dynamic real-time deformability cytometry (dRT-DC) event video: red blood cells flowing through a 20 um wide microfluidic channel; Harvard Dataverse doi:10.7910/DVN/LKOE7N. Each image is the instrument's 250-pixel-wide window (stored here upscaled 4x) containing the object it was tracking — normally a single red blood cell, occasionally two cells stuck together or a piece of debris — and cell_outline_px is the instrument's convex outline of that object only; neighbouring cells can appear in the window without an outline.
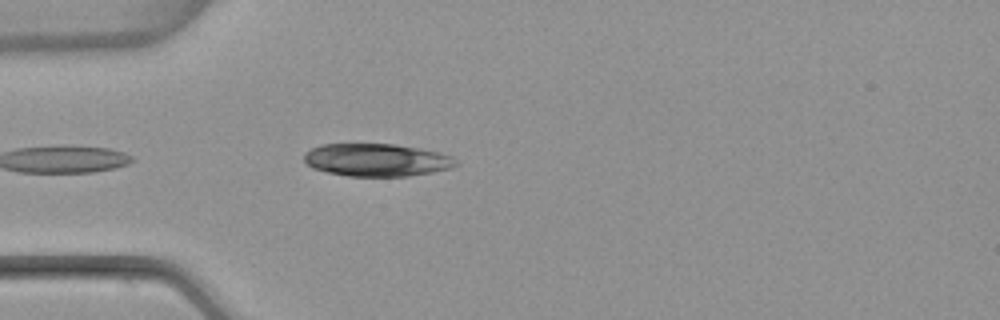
{"species": "common noctule bat (a hibernating species)", "species_latin": "Nyctalus noctula", "temperature_condition": "warm", "stored_images_in_passage": 4, "camera_frame_rate_fps": 3000, "um_per_image_px": 0.085, "animal": {"sex": "female", "body_mass_g": 22.7, "forearm_length_mm": 54.2}, "frame": {"image": 1, "passage_image": 4, "time_ms": 4.0, "image_size_px": [1000, 320], "cell_outline_px": [[460, 164], [452, 168], [432, 172], [408, 176], [348, 176], [328, 172], [312, 168], [304, 160], [304, 152], [320, 144], [396, 144], [420, 148], [440, 152], [452, 156]], "centroid_in_image_um": [32.05, 13.59], "position_along_channel_um": 53.0, "area_um2": 29.13}}